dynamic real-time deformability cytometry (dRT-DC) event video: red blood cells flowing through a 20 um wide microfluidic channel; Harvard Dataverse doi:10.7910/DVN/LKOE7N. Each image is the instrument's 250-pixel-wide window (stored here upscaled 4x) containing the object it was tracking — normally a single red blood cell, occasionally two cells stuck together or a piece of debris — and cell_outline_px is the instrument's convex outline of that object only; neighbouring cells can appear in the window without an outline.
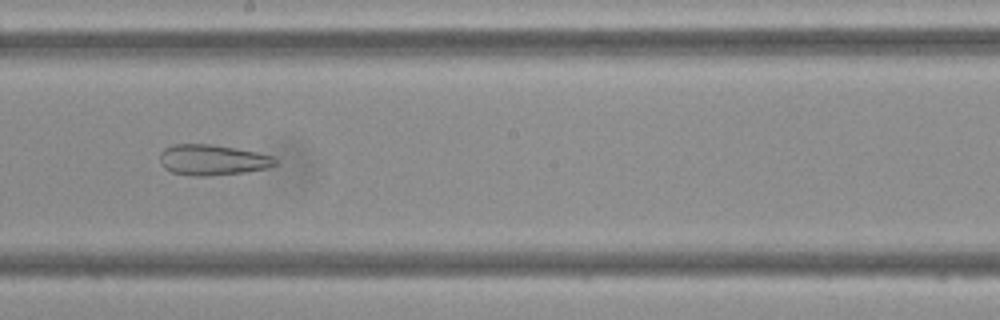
{"species": "Egyptian fruit bat (a non-hibernating species)", "species_latin": "Rousettus aegyptiacus", "temperature_condition": "cold", "stored_images_in_passage": 45, "camera_frame_rate_fps": 3000, "um_per_image_px": 0.085, "frame": {"image": 1, "passage_image": 24, "time_ms": 7.667, "image_size_px": [1000, 320], "cell_outline_px": [[276, 164], [268, 168], [244, 172], [208, 176], [196, 176], [172, 172], [164, 168], [160, 164], [160, 152], [164, 148], [172, 144], [212, 144], [236, 148], [276, 156]], "centroid_in_image_um": [18.05, 13.58], "position_along_channel_um": 230.1, "area_um2": 20.75}}
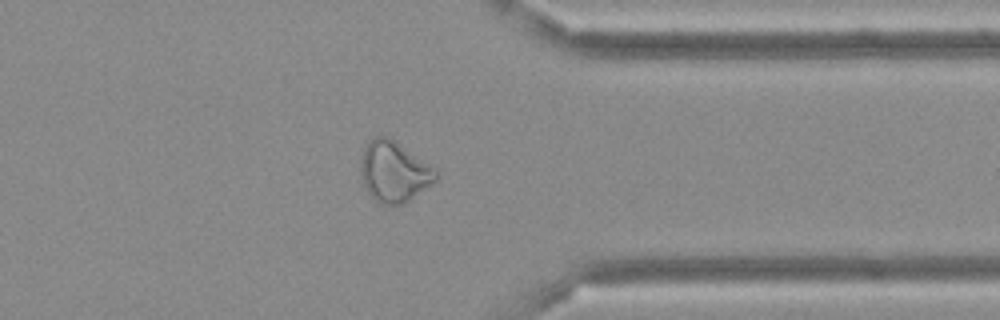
{"frame": {"image": 2, "passage_image": 35, "time_ms": 11.333, "image_size_px": [1000, 320], "cell_outline_px": [[440, 176], [436, 180], [404, 204], [380, 204], [368, 192], [364, 184], [360, 172], [360, 164], [364, 148], [368, 140], [372, 136], [388, 136], [436, 168], [440, 172]], "centroid_in_image_um": [33.5, 14.57], "position_along_channel_um": 377.9, "area_um2": 26.65}}
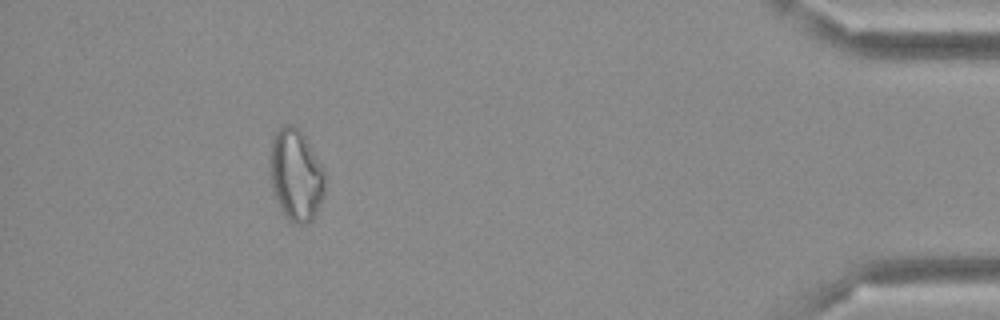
{"frame": {"image": 3, "passage_image": 41, "time_ms": 13.333, "image_size_px": [1000, 320], "cell_outline_px": [[324, 196], [312, 220], [308, 224], [292, 224], [284, 216], [276, 200], [272, 188], [268, 172], [268, 156], [272, 136], [284, 124], [292, 124], [304, 136], [324, 168]], "centroid_in_image_um": [25.11, 14.9], "position_along_channel_um": 410.1, "area_um2": 30.0}}